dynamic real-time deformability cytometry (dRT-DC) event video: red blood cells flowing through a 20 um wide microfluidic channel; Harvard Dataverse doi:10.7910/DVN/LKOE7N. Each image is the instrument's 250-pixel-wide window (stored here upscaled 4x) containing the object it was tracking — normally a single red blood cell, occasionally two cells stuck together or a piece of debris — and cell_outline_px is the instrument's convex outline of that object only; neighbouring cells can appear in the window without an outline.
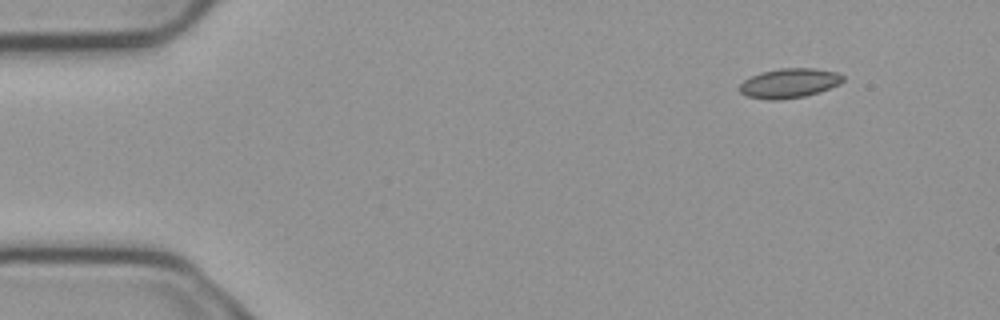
{"species": "common noctule bat (a hibernating species)", "species_latin": "Nyctalus noctula", "temperature_condition": "cold", "stored_images_in_passage": 2, "camera_frame_rate_fps": 3000, "um_per_image_px": 0.085, "animal": {"sex": "male", "body_mass_g": 23.1, "forearm_length_mm": 52.7}, "frame": {"image": 1, "passage_image": 1, "time_ms": 0.0, "image_size_px": [1000, 320], "cell_outline_px": [[844, 80], [840, 84], [820, 92], [804, 96], [780, 100], [772, 100], [748, 96], [740, 92], [740, 84], [744, 80], [760, 72], [780, 68], [812, 68], [836, 72], [844, 76]], "centroid_in_image_um": [67.11, 7.06], "position_along_channel_um": 17.9, "area_um2": 17.74}}